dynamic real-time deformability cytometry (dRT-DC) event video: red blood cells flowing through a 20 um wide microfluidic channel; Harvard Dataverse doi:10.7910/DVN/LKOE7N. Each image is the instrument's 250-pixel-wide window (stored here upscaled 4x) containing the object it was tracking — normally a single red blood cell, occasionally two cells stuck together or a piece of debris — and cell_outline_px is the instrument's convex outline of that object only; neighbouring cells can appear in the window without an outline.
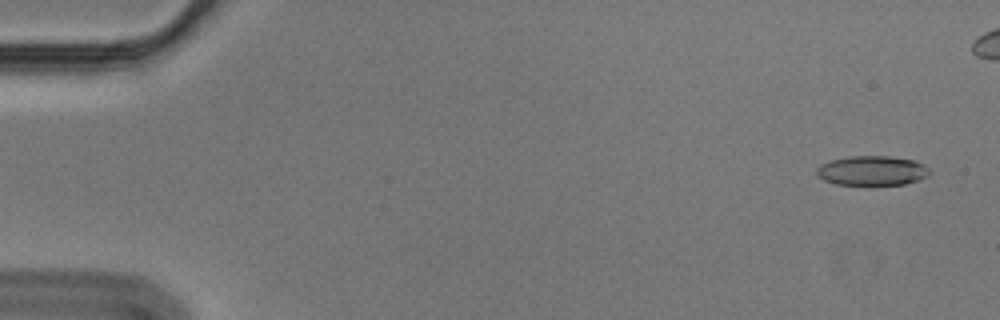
{"species": "Egyptian fruit bat (a non-hibernating species)", "species_latin": "Rousettus aegyptiacus", "temperature_condition": "cold", "stored_images_in_passage": 50, "camera_frame_rate_fps": 3000, "um_per_image_px": 0.085, "animal": {"sex": "male"}, "frame": {"image": 1, "passage_image": 1, "time_ms": 0.0, "image_size_px": [1000, 320], "cell_outline_px": [[932, 172], [928, 176], [904, 184], [836, 184], [824, 180], [816, 172], [816, 168], [820, 164], [832, 160], [848, 156], [888, 156], [912, 160], [924, 164]], "centroid_in_image_um": [74.13, 14.49], "position_along_channel_um": 10.9, "area_um2": 19.25}}
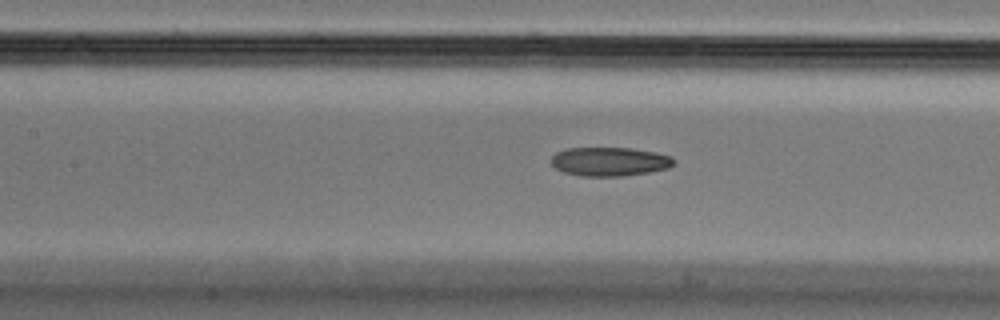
{"frame": {"image": 2, "passage_image": 24, "time_ms": 7.667, "image_size_px": [1000, 320], "cell_outline_px": [[676, 160], [668, 168], [648, 172], [620, 176], [580, 176], [564, 172], [556, 168], [552, 164], [552, 156], [556, 152], [564, 148], [632, 148], [656, 152], [672, 156]], "centroid_in_image_um": [51.82, 13.72], "position_along_channel_um": 155.6, "area_um2": 20.63}}
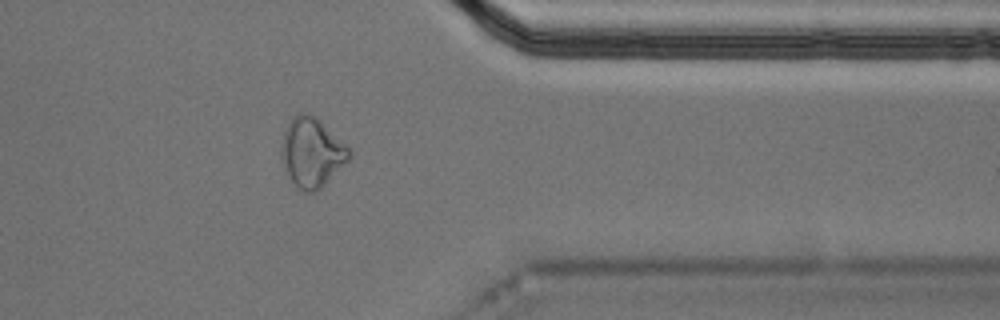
{"frame": {"image": 3, "passage_image": 44, "time_ms": 14.333, "image_size_px": [1000, 320], "cell_outline_px": [[352, 156], [316, 192], [304, 192], [292, 180], [280, 160], [280, 148], [284, 132], [292, 116], [300, 112], [308, 112], [316, 116], [348, 144], [352, 152]], "centroid_in_image_um": [26.52, 12.9], "position_along_channel_um": 384.9, "area_um2": 27.57}, "authors_computed_cell_mechanics": {"area_um2": 21.0103, "velocity_mm_per_s": 3.5865, "shape_relaxation_time_tau1_ms": null, "shape_relaxation_time_tau2_ms": 5.6498, "deformation_change_tau1": null, "deformation_change_tau2": 0.1432}}